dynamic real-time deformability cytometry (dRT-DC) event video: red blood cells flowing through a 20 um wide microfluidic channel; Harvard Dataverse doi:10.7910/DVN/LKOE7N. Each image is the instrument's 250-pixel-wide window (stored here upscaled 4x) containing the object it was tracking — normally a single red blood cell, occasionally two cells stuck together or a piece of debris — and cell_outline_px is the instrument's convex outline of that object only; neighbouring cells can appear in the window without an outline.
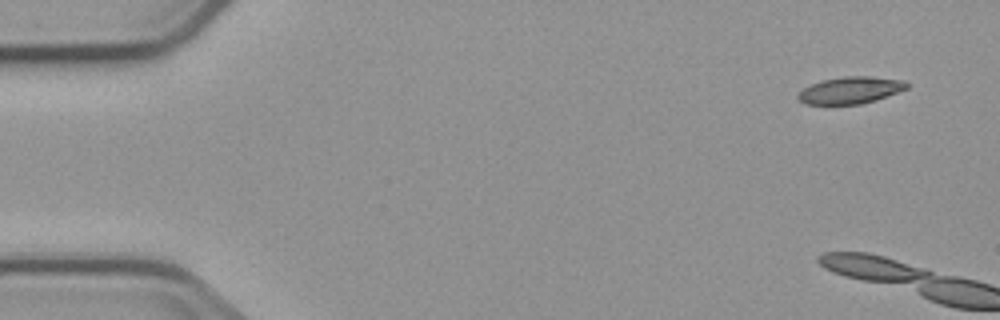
{"species": "common noctule bat (a hibernating species)", "species_latin": "Nyctalus noctula", "temperature_condition": "cold", "stored_images_in_passage": 6, "camera_frame_rate_fps": 3000, "um_per_image_px": 0.085, "animal": {"sex": "male", "body_mass_g": 23.1, "forearm_length_mm": 52.7}, "frame": {"image": 1, "passage_image": 1, "time_ms": 0.0, "image_size_px": [1000, 320], "cell_outline_px": [[908, 88], [876, 100], [860, 104], [804, 104], [796, 96], [804, 88], [812, 84], [824, 80], [844, 76], [872, 76], [904, 80], [908, 84]], "centroid_in_image_um": [72.31, 7.66], "position_along_channel_um": 12.7, "area_um2": 16.94}}
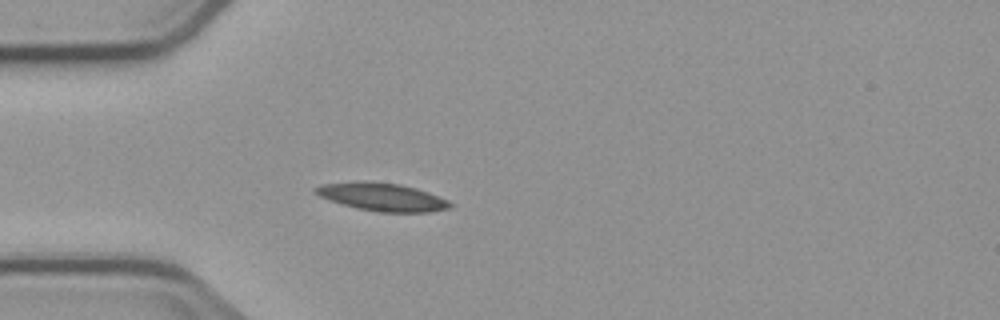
{"frame": {"image": 2, "passage_image": 6, "time_ms": 6.0, "image_size_px": [1000, 320], "cell_outline_px": [[452, 208], [432, 212], [380, 212], [356, 208], [320, 196], [312, 192], [312, 188], [320, 184], [356, 180], [368, 180], [400, 184], [416, 188], [428, 192], [448, 200], [452, 204]], "centroid_in_image_um": [32.46, 16.72], "position_along_channel_um": 52.5, "area_um2": 22.25}}